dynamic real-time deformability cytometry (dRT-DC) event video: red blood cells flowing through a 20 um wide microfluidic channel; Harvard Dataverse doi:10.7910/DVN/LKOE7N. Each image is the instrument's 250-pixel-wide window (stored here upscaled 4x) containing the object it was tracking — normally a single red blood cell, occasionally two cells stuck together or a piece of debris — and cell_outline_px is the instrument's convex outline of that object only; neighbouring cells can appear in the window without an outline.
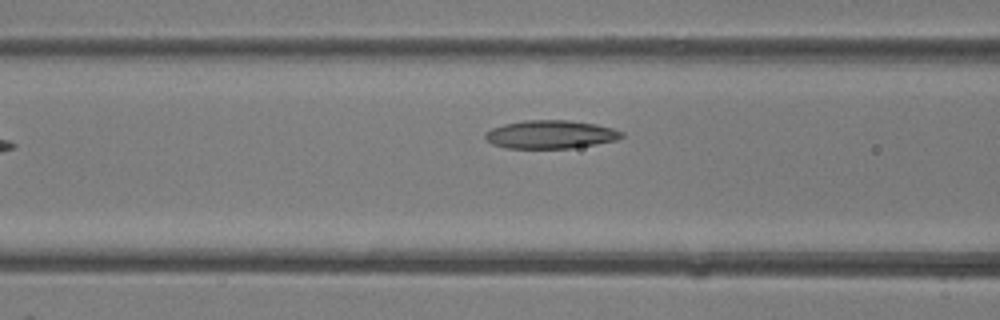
{"species": "common noctule bat (a hibernating species)", "species_latin": "Nyctalus noctula", "temperature_condition": "room temperature", "stored_images_in_passage": 5, "camera_frame_rate_fps": 3000, "um_per_image_px": 0.085, "animal": {"sex": "female"}, "frame": {"image": 1, "passage_image": 5, "time_ms": 1.333, "image_size_px": [1000, 320], "cell_outline_px": [[624, 136], [616, 140], [596, 144], [572, 148], [504, 148], [492, 144], [484, 136], [484, 132], [492, 128], [504, 124], [524, 120], [568, 120], [596, 124], [612, 128], [624, 132]], "centroid_in_image_um": [46.79, 11.42], "position_along_channel_um": 119.8, "area_um2": 22.54}}